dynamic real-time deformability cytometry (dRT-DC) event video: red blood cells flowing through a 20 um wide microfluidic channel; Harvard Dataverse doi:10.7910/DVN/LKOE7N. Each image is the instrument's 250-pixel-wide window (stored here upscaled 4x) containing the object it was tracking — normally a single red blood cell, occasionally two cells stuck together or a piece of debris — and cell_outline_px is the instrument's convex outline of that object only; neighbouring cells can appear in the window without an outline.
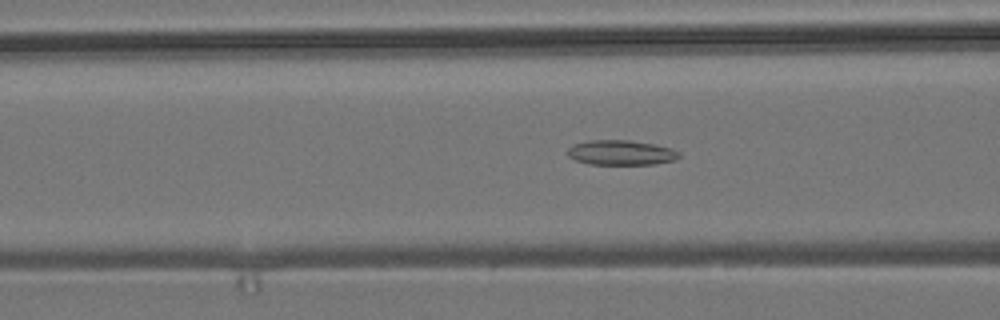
{"species": "common noctule bat (a hibernating species)", "species_latin": "Nyctalus noctula", "temperature_condition": "room temperature", "stored_images_in_passage": 38, "camera_frame_rate_fps": 3000, "um_per_image_px": 0.085, "animal": {"sex": "male", "body_mass_g": 19.2, "forearm_length_mm": 51.8}, "frame": {"image": 1, "passage_image": 11, "time_ms": 3.333, "image_size_px": [1000, 320], "cell_outline_px": [[680, 156], [676, 160], [656, 164], [588, 164], [576, 160], [568, 156], [564, 152], [572, 144], [588, 140], [632, 140], [672, 148], [680, 152]], "centroid_in_image_um": [52.76, 12.97], "position_along_channel_um": 113.8, "area_um2": 16.42}}
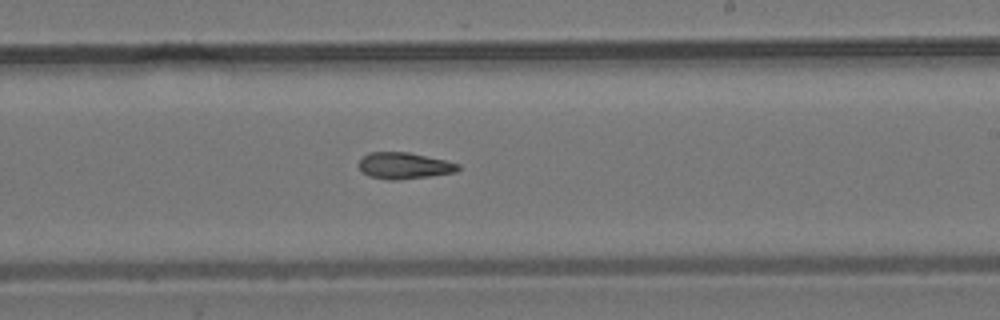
{"frame": {"image": 2, "passage_image": 22, "time_ms": 7.0, "image_size_px": [1000, 320], "cell_outline_px": [[460, 168], [456, 172], [432, 176], [400, 180], [388, 180], [368, 176], [360, 168], [360, 160], [368, 152], [408, 152], [444, 160], [460, 164]], "centroid_in_image_um": [34.38, 14.09], "position_along_channel_um": 254.6, "area_um2": 15.26}}
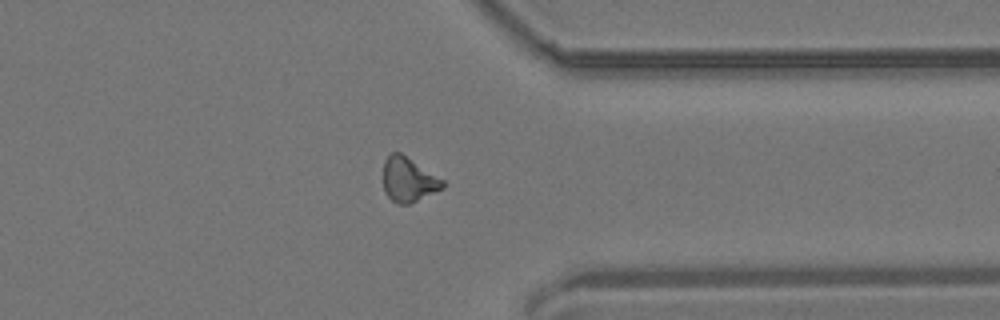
{"frame": {"image": 3, "passage_image": 32, "time_ms": 10.333, "image_size_px": [1000, 320], "cell_outline_px": [[444, 188], [408, 204], [400, 204], [392, 200], [384, 192], [384, 160], [392, 152], [400, 152], [444, 180]], "centroid_in_image_um": [34.72, 15.26], "position_along_channel_um": 376.7, "area_um2": 15.2}}